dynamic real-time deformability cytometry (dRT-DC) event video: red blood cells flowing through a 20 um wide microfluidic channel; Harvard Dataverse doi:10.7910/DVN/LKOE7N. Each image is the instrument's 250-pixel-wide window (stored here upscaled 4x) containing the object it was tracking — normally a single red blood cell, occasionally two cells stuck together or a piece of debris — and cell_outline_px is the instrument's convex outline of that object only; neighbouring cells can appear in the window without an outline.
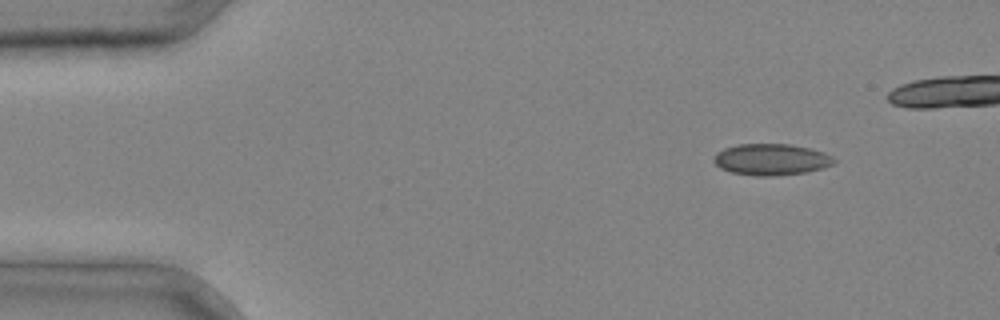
{"species": "common noctule bat (a hibernating species)", "species_latin": "Nyctalus noctula", "temperature_condition": "cold", "stored_images_in_passage": 4, "camera_frame_rate_fps": 3000, "um_per_image_px": 0.085, "animal": {"sex": "male", "body_mass_g": 20.4}, "frame": {"image": 1, "passage_image": 1, "time_ms": 0.0, "image_size_px": [1000, 320], "cell_outline_px": [[836, 160], [832, 164], [824, 168], [804, 172], [772, 176], [756, 176], [732, 172], [720, 168], [712, 160], [712, 156], [716, 152], [724, 148], [736, 144], [792, 144], [812, 148], [824, 152], [832, 156]], "centroid_in_image_um": [65.54, 13.54], "position_along_channel_um": 19.5, "area_um2": 22.2}}